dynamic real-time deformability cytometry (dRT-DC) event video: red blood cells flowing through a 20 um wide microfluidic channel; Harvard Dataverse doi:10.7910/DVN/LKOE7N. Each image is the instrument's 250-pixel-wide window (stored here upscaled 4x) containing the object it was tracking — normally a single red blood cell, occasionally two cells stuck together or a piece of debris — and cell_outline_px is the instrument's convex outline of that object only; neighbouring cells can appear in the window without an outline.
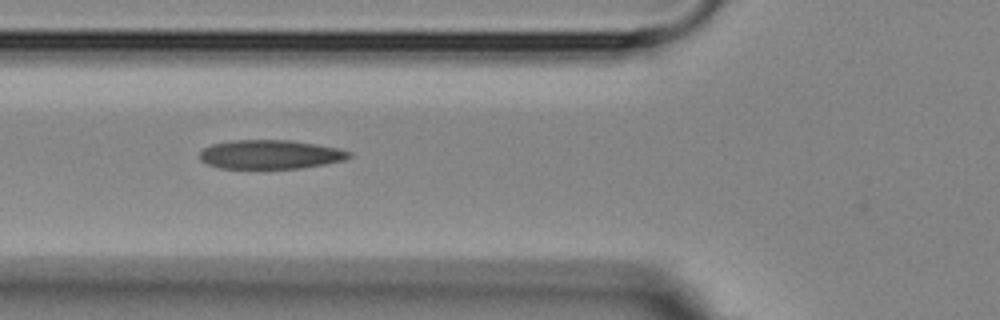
{"species": "Egyptian fruit bat (a non-hibernating species)", "species_latin": "Rousettus aegyptiacus", "temperature_condition": "room temperature", "stored_images_in_passage": 4, "camera_frame_rate_fps": 3000, "um_per_image_px": 0.085, "animal": {"sex": "female"}, "frame": {"image": 1, "passage_image": 3, "time_ms": 2.333, "image_size_px": [1000, 320], "cell_outline_px": [[352, 156], [344, 160], [324, 164], [300, 168], [220, 168], [208, 164], [200, 160], [200, 152], [204, 148], [212, 144], [232, 140], [292, 140], [316, 144], [336, 148], [352, 152]], "centroid_in_image_um": [22.97, 13.12], "position_along_channel_um": 102.8, "area_um2": 25.14}}
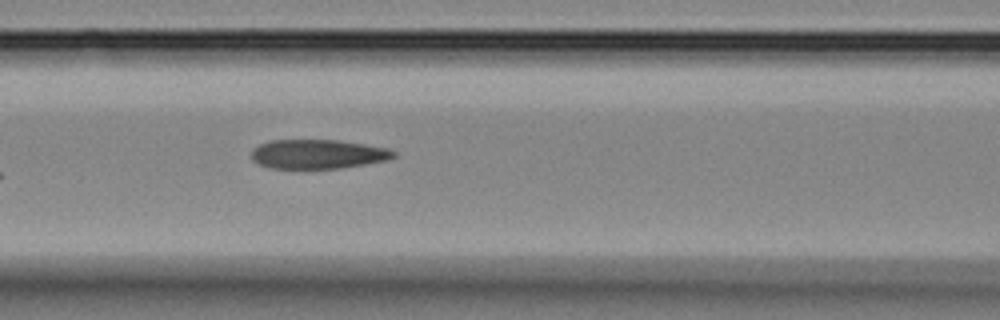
{"frame": {"image": 2, "passage_image": 4, "time_ms": 3.333, "image_size_px": [1000, 320], "cell_outline_px": [[396, 156], [388, 160], [340, 168], [268, 168], [256, 164], [252, 160], [252, 148], [268, 140], [340, 140], [388, 148], [396, 152]], "centroid_in_image_um": [26.99, 13.09], "position_along_channel_um": 139.6, "area_um2": 24.39}}